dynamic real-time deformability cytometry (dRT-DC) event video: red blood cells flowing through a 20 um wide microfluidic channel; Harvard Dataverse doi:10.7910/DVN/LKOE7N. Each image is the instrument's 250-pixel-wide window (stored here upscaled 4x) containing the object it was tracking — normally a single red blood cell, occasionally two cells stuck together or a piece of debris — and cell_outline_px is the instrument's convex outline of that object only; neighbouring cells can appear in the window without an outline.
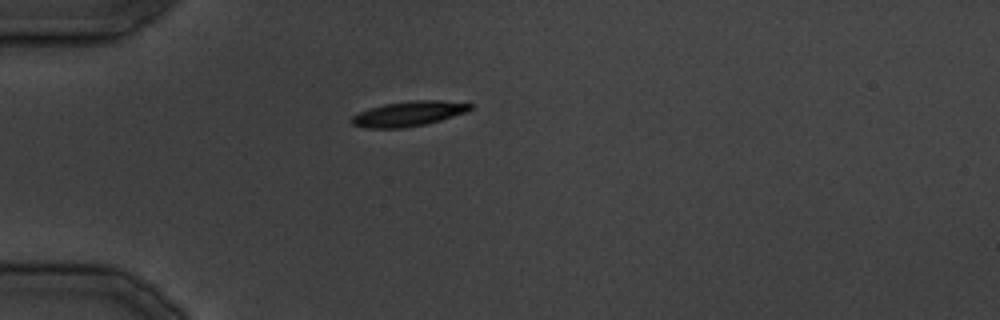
{"species": "common noctule bat (a hibernating species)", "species_latin": "Nyctalus noctula", "temperature_condition": "cold", "stored_images_in_passage": 9, "camera_frame_rate_fps": 3000, "um_per_image_px": 0.085, "animal": {"sex": "male", "body_mass_g": 19.5, "forearm_length_mm": 54.6}, "frame": {"image": 1, "passage_image": 1, "time_ms": 0.0, "image_size_px": [1000, 320], "cell_outline_px": [[472, 108], [464, 112], [440, 120], [424, 124], [404, 128], [364, 128], [352, 124], [352, 116], [360, 112], [384, 104], [412, 100], [440, 100], [472, 104]], "centroid_in_image_um": [34.71, 9.67], "position_along_channel_um": 50.3, "area_um2": 16.94}}
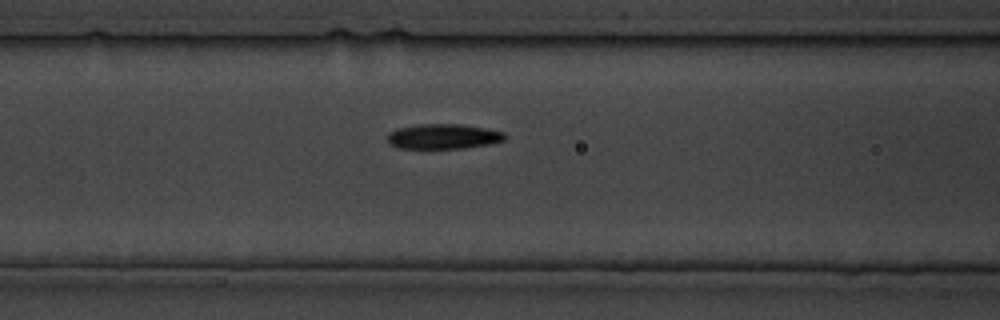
{"frame": {"image": 2, "passage_image": 6, "time_ms": 6.0, "image_size_px": [1000, 320], "cell_outline_px": [[508, 136], [504, 140], [492, 144], [464, 148], [400, 148], [392, 144], [388, 140], [388, 132], [396, 128], [420, 124], [460, 124], [484, 128], [504, 132]], "centroid_in_image_um": [37.72, 11.59], "position_along_channel_um": 128.9, "area_um2": 17.11}}
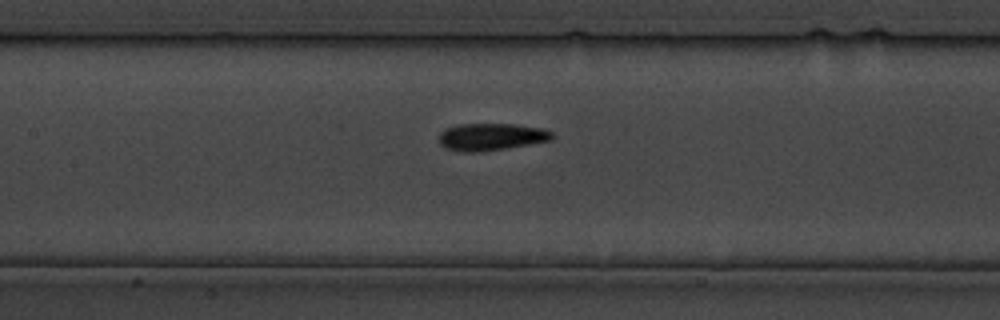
{"frame": {"image": 3, "passage_image": 8, "time_ms": 8.333, "image_size_px": [1000, 320], "cell_outline_px": [[552, 140], [480, 152], [460, 152], [444, 148], [440, 144], [440, 132], [444, 128], [460, 124], [516, 124], [544, 128], [552, 132]], "centroid_in_image_um": [41.72, 11.62], "position_along_channel_um": 165.7, "area_um2": 17.98}}